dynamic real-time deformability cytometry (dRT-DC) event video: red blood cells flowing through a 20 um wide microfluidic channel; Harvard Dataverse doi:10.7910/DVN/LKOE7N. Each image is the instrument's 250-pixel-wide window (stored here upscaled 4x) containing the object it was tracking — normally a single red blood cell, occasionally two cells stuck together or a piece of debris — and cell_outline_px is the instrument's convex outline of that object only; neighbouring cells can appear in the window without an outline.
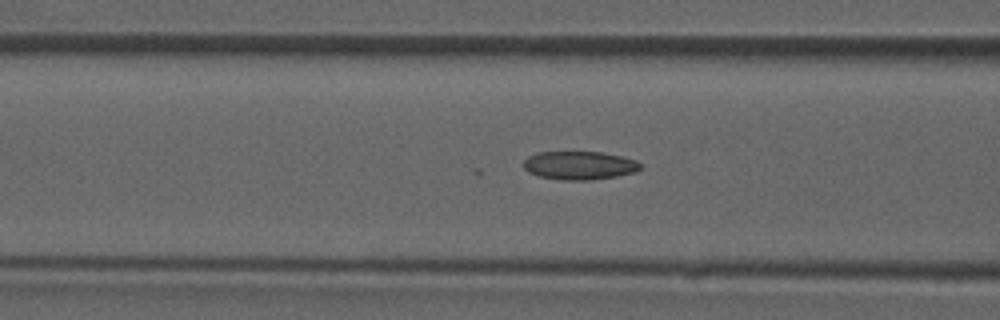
{"species": "common noctule bat (a hibernating species)", "species_latin": "Nyctalus noctula", "temperature_condition": "room temperature", "stored_images_in_passage": 30, "camera_frame_rate_fps": 3000, "um_per_image_px": 0.085, "animal": {"sex": "male", "forearm_length_mm": 52.5}, "frame": {"image": 1, "passage_image": 5, "time_ms": 1.333, "image_size_px": [1000, 320], "cell_outline_px": [[644, 164], [636, 172], [616, 176], [592, 180], [564, 180], [540, 176], [528, 172], [524, 168], [524, 160], [528, 156], [536, 152], [600, 152], [624, 156], [636, 160]], "centroid_in_image_um": [49.29, 14.05], "position_along_channel_um": 117.3, "area_um2": 19.48}}